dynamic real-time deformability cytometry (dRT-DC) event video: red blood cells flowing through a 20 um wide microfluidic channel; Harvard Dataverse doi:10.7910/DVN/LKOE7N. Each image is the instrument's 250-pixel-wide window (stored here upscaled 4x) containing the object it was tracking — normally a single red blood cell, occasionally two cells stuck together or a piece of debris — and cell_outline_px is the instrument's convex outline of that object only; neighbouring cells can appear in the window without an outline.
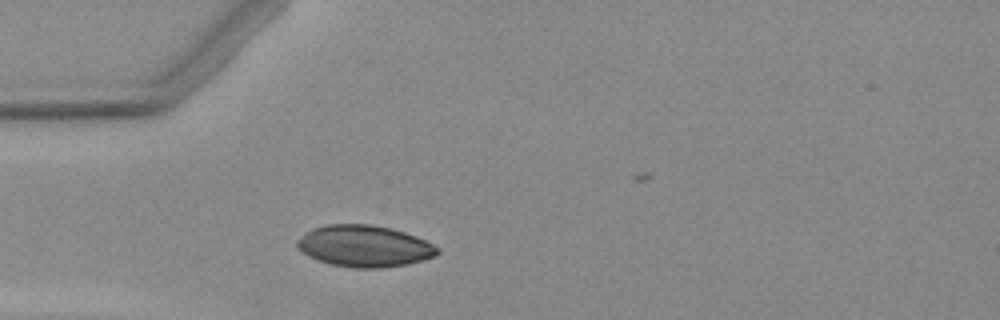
{"species": "Egyptian fruit bat (a non-hibernating species)", "species_latin": "Rousettus aegyptiacus", "temperature_condition": "warm", "stored_images_in_passage": 2, "camera_frame_rate_fps": 3000, "um_per_image_px": 0.085, "animal": {"sex": "female"}, "frame": {"image": 1, "passage_image": 2, "time_ms": 1.0, "image_size_px": [1000, 320], "cell_outline_px": [[440, 252], [436, 256], [424, 260], [408, 264], [380, 268], [352, 268], [332, 264], [316, 260], [308, 256], [296, 248], [296, 240], [312, 228], [328, 224], [372, 224], [404, 232], [416, 236], [440, 248]], "centroid_in_image_um": [30.96, 20.92], "position_along_channel_um": 54.0, "area_um2": 34.16}}